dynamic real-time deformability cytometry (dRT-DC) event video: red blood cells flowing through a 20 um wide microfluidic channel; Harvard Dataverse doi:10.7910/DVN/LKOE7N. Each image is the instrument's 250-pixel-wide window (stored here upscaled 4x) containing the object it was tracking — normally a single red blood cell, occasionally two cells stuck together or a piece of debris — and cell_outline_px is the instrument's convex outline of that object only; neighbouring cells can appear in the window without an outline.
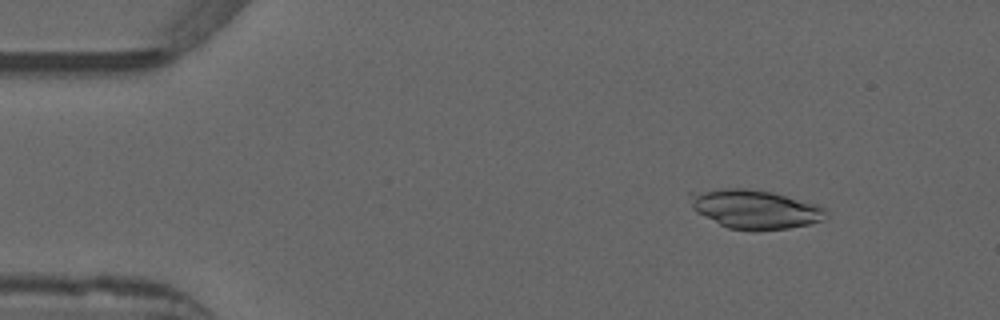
{"species": "common noctule bat (a hibernating species)", "species_latin": "Nyctalus noctula", "temperature_condition": "warm", "stored_images_in_passage": 45, "camera_frame_rate_fps": 3000, "um_per_image_px": 0.085, "animal": {"sex": "male", "forearm_length_mm": 52.5}, "frame": {"image": 1, "passage_image": 5, "time_ms": 1.333, "image_size_px": [1000, 320], "cell_outline_px": [[828, 212], [820, 220], [808, 224], [788, 228], [756, 232], [728, 228], [696, 212], [692, 208], [688, 192], [724, 188], [744, 188], [772, 192], [816, 204], [824, 208]], "centroid_in_image_um": [64.12, 17.78], "position_along_channel_um": 20.9, "area_um2": 30.87}}